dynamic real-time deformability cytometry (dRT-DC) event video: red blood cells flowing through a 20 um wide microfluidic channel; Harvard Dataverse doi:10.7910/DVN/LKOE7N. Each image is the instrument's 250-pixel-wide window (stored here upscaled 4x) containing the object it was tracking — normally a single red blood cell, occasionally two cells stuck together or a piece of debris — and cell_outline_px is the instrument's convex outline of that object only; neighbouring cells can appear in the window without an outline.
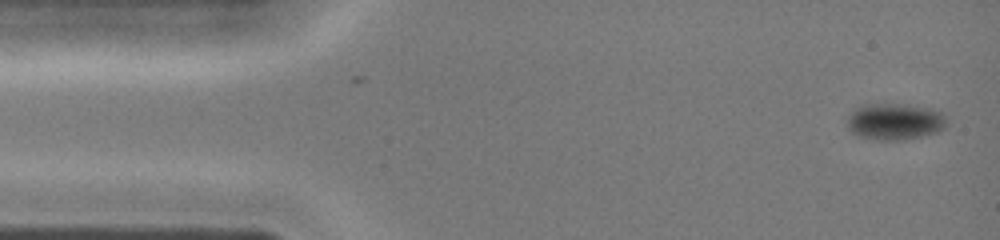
{"species": "common noctule bat (a hibernating species)", "species_latin": "Nyctalus noctula", "temperature_condition": "cold", "stored_images_in_passage": 40, "camera_frame_rate_fps": 3000, "um_per_image_px": 0.085, "animal": {"sex": "female", "body_mass_g": 19.0, "forearm_length_mm": 51.5}, "frame": {"image": 1, "passage_image": 1, "time_ms": 0.0, "image_size_px": [1000, 240], "cell_outline_px": [[948, 124], [944, 128], [936, 132], [920, 136], [900, 140], [880, 140], [860, 136], [852, 132], [848, 128], [848, 116], [856, 108], [864, 104], [904, 104], [932, 108], [944, 112], [948, 120]], "centroid_in_image_um": [76.12, 10.31], "position_along_channel_um": 8.9, "area_um2": 21.27}}
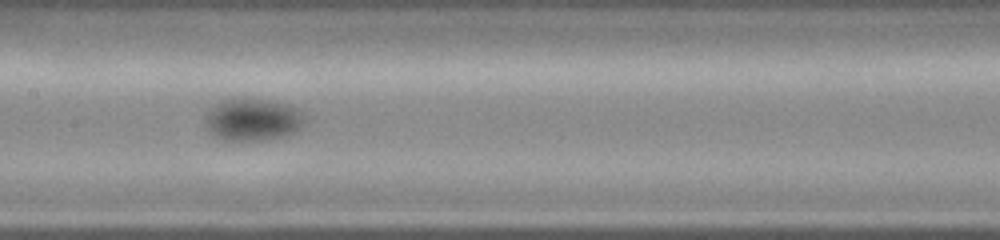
{"frame": {"image": 2, "passage_image": 19, "time_ms": 6.0, "image_size_px": [1000, 240], "cell_outline_px": [[308, 116], [300, 128], [288, 136], [260, 140], [224, 140], [216, 136], [204, 124], [204, 120], [208, 108], [220, 100], [232, 96], [244, 96], [272, 100], [288, 104], [304, 112]], "centroid_in_image_um": [21.49, 10.1], "position_along_channel_um": 185.9, "area_um2": 25.55}}
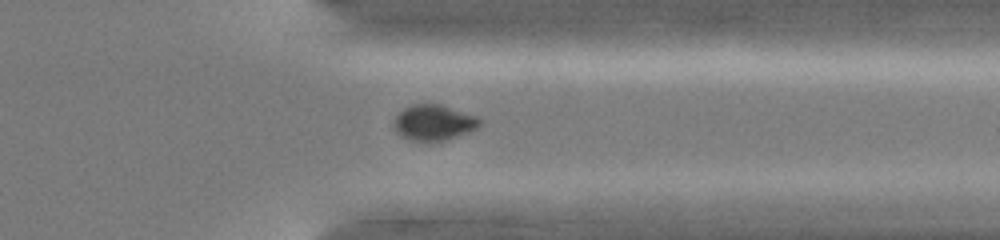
{"frame": {"image": 3, "passage_image": 31, "time_ms": 10.0, "image_size_px": [1000, 240], "cell_outline_px": [[480, 124], [476, 128], [468, 132], [444, 140], [408, 140], [400, 136], [396, 132], [392, 124], [396, 116], [404, 108], [412, 104], [440, 104], [476, 116], [480, 120]], "centroid_in_image_um": [36.82, 10.41], "position_along_channel_um": 374.6, "area_um2": 17.57}}